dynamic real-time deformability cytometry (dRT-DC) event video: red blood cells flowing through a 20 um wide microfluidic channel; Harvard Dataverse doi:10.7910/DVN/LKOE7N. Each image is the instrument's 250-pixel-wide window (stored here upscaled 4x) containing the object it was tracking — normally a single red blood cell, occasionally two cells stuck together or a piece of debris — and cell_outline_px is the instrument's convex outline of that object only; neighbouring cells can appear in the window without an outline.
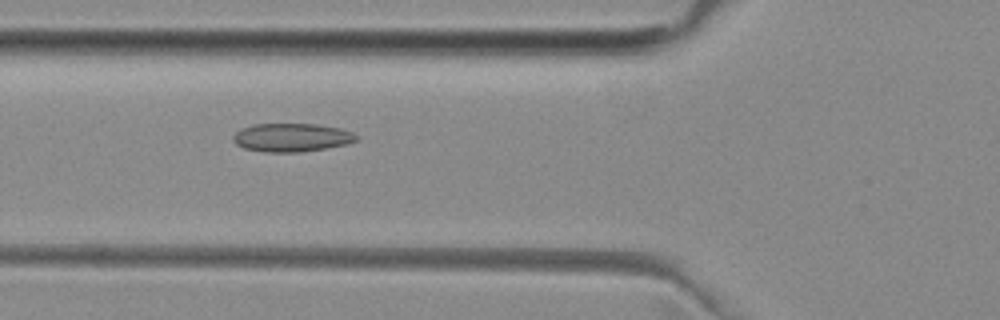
{"species": "common noctule bat (a hibernating species)", "species_latin": "Nyctalus noctula", "temperature_condition": "room temperature", "stored_images_in_passage": 35, "camera_frame_rate_fps": 3000, "um_per_image_px": 0.085, "animal": {"sex": "female", "body_mass_g": 29.2, "forearm_length_mm": 56.3}, "frame": {"image": 1, "passage_image": 13, "time_ms": 4.0, "image_size_px": [1000, 320], "cell_outline_px": [[360, 136], [356, 140], [348, 144], [300, 152], [264, 152], [244, 148], [236, 144], [232, 140], [232, 136], [240, 128], [252, 124], [316, 124], [340, 128], [352, 132]], "centroid_in_image_um": [24.77, 11.68], "position_along_channel_um": 101.0, "area_um2": 20.52}}
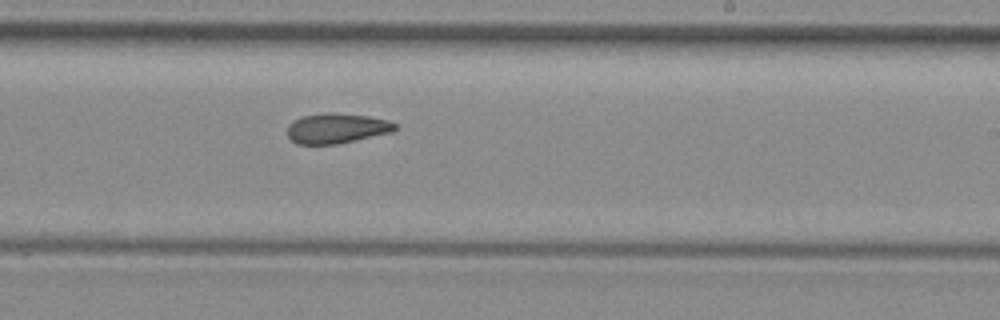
{"frame": {"image": 2, "passage_image": 25, "time_ms": 8.0, "image_size_px": [1000, 320], "cell_outline_px": [[396, 128], [392, 132], [336, 144], [296, 144], [288, 136], [288, 124], [304, 116], [368, 116], [388, 120], [396, 124]], "centroid_in_image_um": [28.63, 10.97], "position_along_channel_um": 260.4, "area_um2": 17.69}}
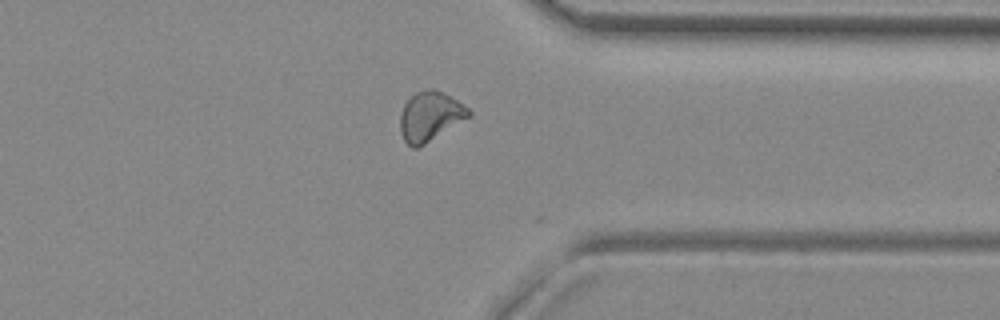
{"frame": {"image": 3, "passage_image": 34, "time_ms": 11.0, "image_size_px": [1000, 320], "cell_outline_px": [[472, 116], [424, 144], [416, 148], [412, 148], [404, 140], [400, 132], [400, 116], [404, 104], [416, 92], [432, 88], [436, 88], [456, 100], [468, 108], [472, 112]], "centroid_in_image_um": [36.56, 9.89], "position_along_channel_um": 374.8, "area_um2": 19.65}, "authors_computed_cell_mechanics": {"area_um2": 19.4786, "velocity_mm_per_s": 3.9951, "shape_relaxation_time_tau1_ms": null, "shape_relaxation_time_tau2_ms": 3.0068, "deformation_change_tau1": null, "deformation_change_tau2": 0.0804}}